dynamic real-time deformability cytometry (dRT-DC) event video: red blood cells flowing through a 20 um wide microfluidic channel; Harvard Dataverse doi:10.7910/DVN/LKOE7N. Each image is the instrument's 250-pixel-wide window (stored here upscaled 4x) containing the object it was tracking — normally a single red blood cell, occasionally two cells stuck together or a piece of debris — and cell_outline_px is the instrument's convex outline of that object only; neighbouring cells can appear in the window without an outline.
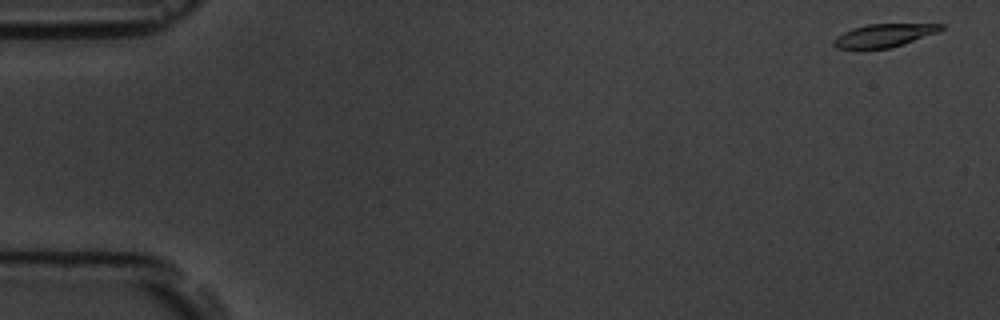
{"species": "common noctule bat (a hibernating species)", "species_latin": "Nyctalus noctula", "temperature_condition": "room temperature", "stored_images_in_passage": 6, "camera_frame_rate_fps": 3000, "um_per_image_px": 0.085, "animal": {"sex": "male", "body_mass_g": 19.5, "forearm_length_mm": 54.6}, "frame": {"image": 1, "passage_image": 1, "time_ms": 0.0, "image_size_px": [1000, 320], "cell_outline_px": [[944, 28], [940, 32], [904, 44], [888, 48], [860, 52], [836, 48], [832, 44], [832, 40], [836, 36], [852, 28], [868, 24], [944, 24]], "centroid_in_image_um": [75.06, 3.06], "position_along_channel_um": 9.9, "area_um2": 15.2}}
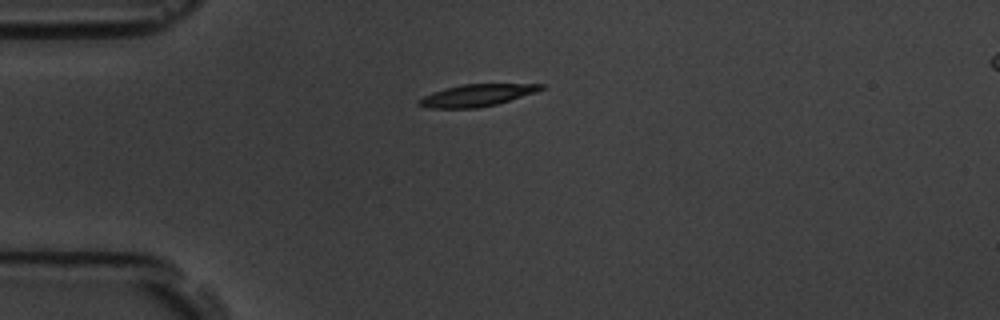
{"frame": {"image": 2, "passage_image": 5, "time_ms": 4.333, "image_size_px": [1000, 320], "cell_outline_px": [[544, 88], [536, 92], [496, 104], [476, 108], [428, 108], [416, 104], [416, 100], [432, 92], [444, 88], [464, 84], [544, 84]], "centroid_in_image_um": [40.47, 8.1], "position_along_channel_um": 44.5, "area_um2": 15.61}}